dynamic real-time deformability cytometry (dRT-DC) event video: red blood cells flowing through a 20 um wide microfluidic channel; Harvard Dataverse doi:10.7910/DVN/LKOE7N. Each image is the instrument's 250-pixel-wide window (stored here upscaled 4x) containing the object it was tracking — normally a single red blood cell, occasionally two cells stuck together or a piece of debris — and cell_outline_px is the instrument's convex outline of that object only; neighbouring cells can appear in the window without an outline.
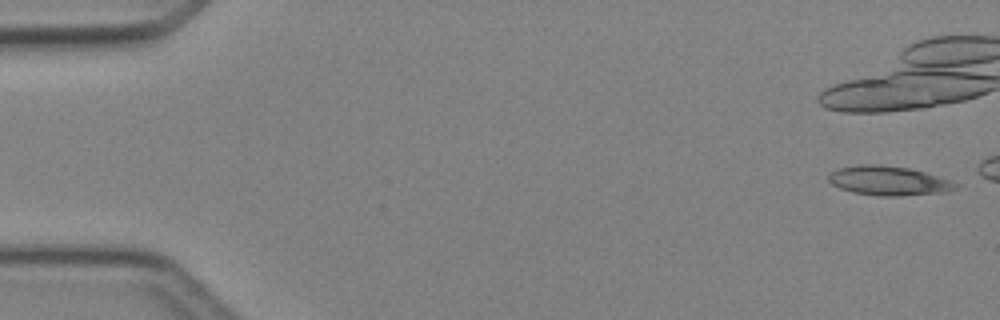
{"species": "Egyptian fruit bat (a non-hibernating species)", "species_latin": "Rousettus aegyptiacus", "temperature_condition": "cold", "stored_images_in_passage": 4, "camera_frame_rate_fps": 3000, "um_per_image_px": 0.085, "animal": {"sex": "female"}, "frame": {"image": 1, "passage_image": 1, "time_ms": 0.0, "image_size_px": [1000, 320], "cell_outline_px": [[960, 184], [956, 188], [944, 192], [904, 196], [880, 196], [852, 192], [840, 188], [832, 184], [828, 180], [828, 176], [836, 168], [860, 164], [880, 164], [908, 168], [924, 172], [952, 180]], "centroid_in_image_um": [75.53, 15.36], "position_along_channel_um": 9.5, "area_um2": 21.85}}